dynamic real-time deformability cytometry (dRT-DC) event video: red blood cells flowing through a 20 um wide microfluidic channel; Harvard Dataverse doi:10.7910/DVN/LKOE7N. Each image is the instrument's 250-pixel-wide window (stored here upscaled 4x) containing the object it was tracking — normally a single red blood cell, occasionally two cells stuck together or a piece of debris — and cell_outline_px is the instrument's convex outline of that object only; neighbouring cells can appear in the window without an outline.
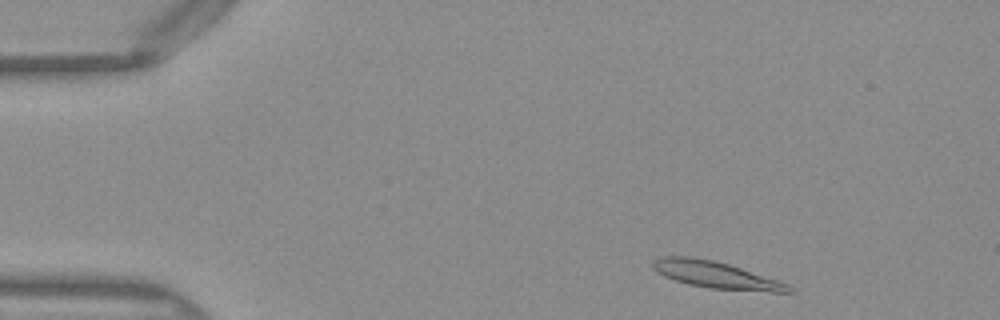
{"species": "Egyptian fruit bat (a non-hibernating species)", "species_latin": "Rousettus aegyptiacus", "temperature_condition": "warm", "stored_images_in_passage": 45, "camera_frame_rate_fps": 3000, "um_per_image_px": 0.085, "frame": {"image": 1, "passage_image": 2, "time_ms": 0.333, "image_size_px": [1000, 320], "cell_outline_px": [[796, 292], [772, 292], [708, 288], [688, 284], [664, 276], [656, 272], [652, 268], [652, 260], [660, 256], [692, 256], [712, 260], [728, 264], [788, 284]], "centroid_in_image_um": [60.79, 23.36], "position_along_channel_um": 24.2, "area_um2": 21.15}}
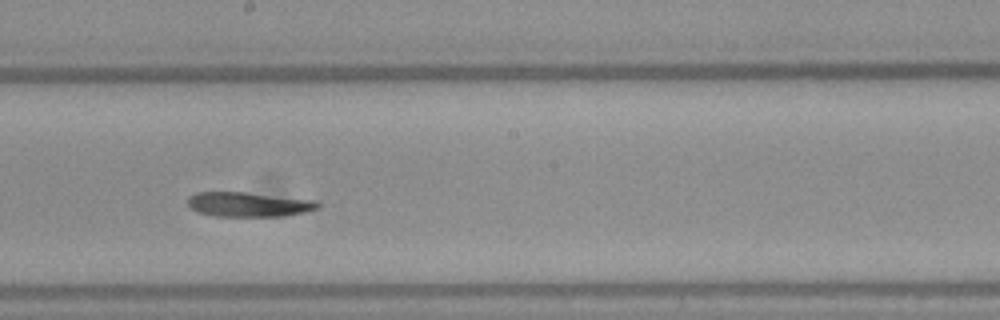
{"frame": {"image": 2, "passage_image": 23, "time_ms": 7.333, "image_size_px": [1000, 320], "cell_outline_px": [[320, 208], [304, 212], [284, 216], [216, 216], [200, 212], [192, 208], [188, 204], [188, 196], [196, 192], [244, 192], [316, 200], [320, 204]], "centroid_in_image_um": [21.16, 17.37], "position_along_channel_um": 227.0, "area_um2": 18.55}}
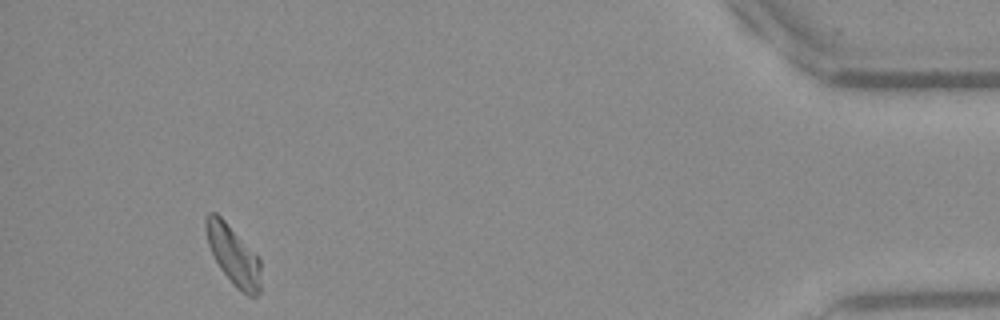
{"frame": {"image": 3, "passage_image": 42, "time_ms": 13.667, "image_size_px": [1000, 320], "cell_outline_px": [[260, 292], [256, 296], [248, 296], [220, 268], [208, 244], [204, 228], [204, 220], [208, 212], [216, 212], [256, 252], [260, 260]], "centroid_in_image_um": [19.83, 21.62], "position_along_channel_um": 415.4, "area_um2": 18.73}, "authors_computed_cell_mechanics": {"area_um2": 19.3052, "velocity_mm_per_s": 4.0251, "shape_relaxation_time_tau1_ms": 4.8493, "shape_relaxation_time_tau2_ms": 4.0832, "deformation_change_tau1": 0.1844, "deformation_change_tau2": 0.1269}}